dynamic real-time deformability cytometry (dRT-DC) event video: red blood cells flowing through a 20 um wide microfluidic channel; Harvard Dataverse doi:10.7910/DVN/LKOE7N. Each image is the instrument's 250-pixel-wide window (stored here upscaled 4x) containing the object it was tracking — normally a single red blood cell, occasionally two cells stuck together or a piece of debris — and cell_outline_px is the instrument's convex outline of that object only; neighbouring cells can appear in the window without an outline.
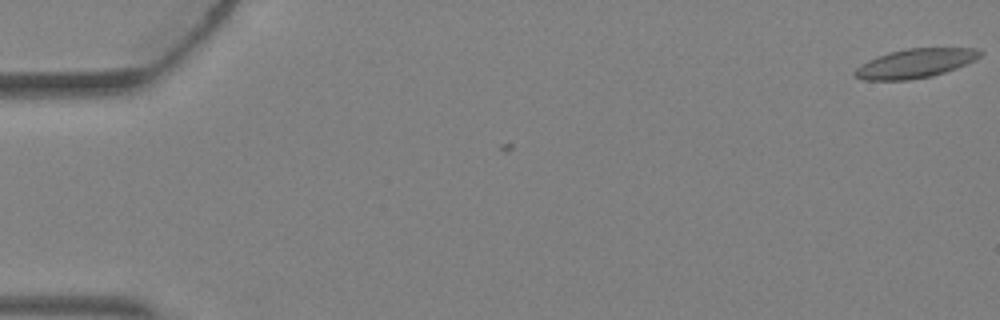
{"species": "Egyptian fruit bat (a non-hibernating species)", "species_latin": "Rousettus aegyptiacus", "temperature_condition": "warm", "stored_images_in_passage": 2, "camera_frame_rate_fps": 3000, "um_per_image_px": 0.085, "animal": {"sex": "female"}, "frame": {"image": 1, "passage_image": 1, "time_ms": 0.0, "image_size_px": [1000, 320], "cell_outline_px": [[984, 52], [980, 56], [956, 68], [932, 76], [908, 80], [864, 80], [852, 76], [852, 72], [856, 68], [868, 60], [888, 52], [908, 48], [980, 48]], "centroid_in_image_um": [77.76, 5.38], "position_along_channel_um": 7.2, "area_um2": 21.21}}